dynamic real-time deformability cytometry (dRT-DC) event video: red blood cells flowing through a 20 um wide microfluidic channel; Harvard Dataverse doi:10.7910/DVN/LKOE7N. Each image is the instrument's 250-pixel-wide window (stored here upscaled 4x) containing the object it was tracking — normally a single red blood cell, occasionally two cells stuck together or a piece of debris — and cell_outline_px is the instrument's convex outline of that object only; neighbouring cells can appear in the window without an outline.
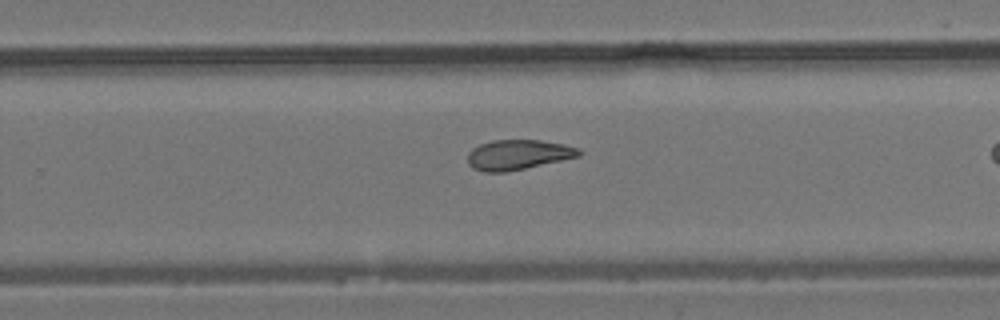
{"species": "common noctule bat (a hibernating species)", "species_latin": "Nyctalus noctula", "temperature_condition": "room temperature", "stored_images_in_passage": 22, "camera_frame_rate_fps": 3000, "um_per_image_px": 0.085, "animal": {"sex": "male", "body_mass_g": 19.2, "forearm_length_mm": 51.8}, "frame": {"image": 1, "passage_image": 16, "time_ms": 5.0, "image_size_px": [1000, 320], "cell_outline_px": [[584, 152], [580, 156], [524, 168], [504, 172], [484, 172], [472, 168], [468, 164], [468, 152], [472, 148], [480, 144], [492, 140], [540, 140], [564, 144], [580, 148]], "centroid_in_image_um": [44.04, 13.14], "position_along_channel_um": 285.8, "area_um2": 19.48}}
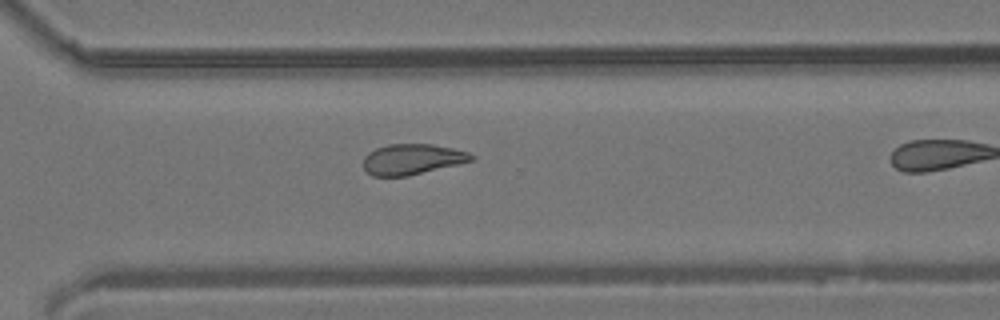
{"frame": {"image": 2, "passage_image": 19, "time_ms": 6.0, "image_size_px": [1000, 320], "cell_outline_px": [[476, 156], [472, 160], [460, 164], [408, 176], [372, 176], [364, 168], [364, 156], [368, 152], [376, 148], [388, 144], [432, 144], [452, 148], [468, 152]], "centroid_in_image_um": [35.04, 13.53], "position_along_channel_um": 335.6, "area_um2": 19.31}}